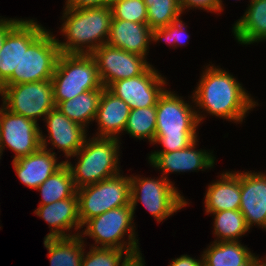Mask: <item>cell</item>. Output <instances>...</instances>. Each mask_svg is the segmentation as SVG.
I'll return each mask as SVG.
<instances>
[{"label": "cell", "mask_w": 266, "mask_h": 266, "mask_svg": "<svg viewBox=\"0 0 266 266\" xmlns=\"http://www.w3.org/2000/svg\"><path fill=\"white\" fill-rule=\"evenodd\" d=\"M232 32L242 45L266 40V0H251L243 17L233 25Z\"/></svg>", "instance_id": "603a6c76"}, {"label": "cell", "mask_w": 266, "mask_h": 266, "mask_svg": "<svg viewBox=\"0 0 266 266\" xmlns=\"http://www.w3.org/2000/svg\"><path fill=\"white\" fill-rule=\"evenodd\" d=\"M112 19L147 23V7L143 0H112Z\"/></svg>", "instance_id": "1f68e13d"}, {"label": "cell", "mask_w": 266, "mask_h": 266, "mask_svg": "<svg viewBox=\"0 0 266 266\" xmlns=\"http://www.w3.org/2000/svg\"><path fill=\"white\" fill-rule=\"evenodd\" d=\"M35 20H21L7 35L0 51V86L19 66L24 49L45 30Z\"/></svg>", "instance_id": "9a60e30c"}, {"label": "cell", "mask_w": 266, "mask_h": 266, "mask_svg": "<svg viewBox=\"0 0 266 266\" xmlns=\"http://www.w3.org/2000/svg\"><path fill=\"white\" fill-rule=\"evenodd\" d=\"M178 20L171 22L169 25L152 29V38L153 42H158L159 40H164L168 43V45H172L174 48L177 45H183L190 37L186 34V26L182 20ZM186 28V29H185ZM185 34V35H184ZM174 44V45H173Z\"/></svg>", "instance_id": "d6a6232c"}, {"label": "cell", "mask_w": 266, "mask_h": 266, "mask_svg": "<svg viewBox=\"0 0 266 266\" xmlns=\"http://www.w3.org/2000/svg\"><path fill=\"white\" fill-rule=\"evenodd\" d=\"M112 0H66L67 8L81 9L89 7L110 6Z\"/></svg>", "instance_id": "e575fe53"}, {"label": "cell", "mask_w": 266, "mask_h": 266, "mask_svg": "<svg viewBox=\"0 0 266 266\" xmlns=\"http://www.w3.org/2000/svg\"><path fill=\"white\" fill-rule=\"evenodd\" d=\"M151 38L152 30L147 23L112 19L106 44L129 53L147 57L149 43L152 42Z\"/></svg>", "instance_id": "ffe728a7"}, {"label": "cell", "mask_w": 266, "mask_h": 266, "mask_svg": "<svg viewBox=\"0 0 266 266\" xmlns=\"http://www.w3.org/2000/svg\"><path fill=\"white\" fill-rule=\"evenodd\" d=\"M150 29L162 28L178 20L183 13L179 0H143Z\"/></svg>", "instance_id": "f546056e"}, {"label": "cell", "mask_w": 266, "mask_h": 266, "mask_svg": "<svg viewBox=\"0 0 266 266\" xmlns=\"http://www.w3.org/2000/svg\"><path fill=\"white\" fill-rule=\"evenodd\" d=\"M201 75L192 102L202 112L237 123L257 106L235 77L222 68L209 64Z\"/></svg>", "instance_id": "6da1fadb"}, {"label": "cell", "mask_w": 266, "mask_h": 266, "mask_svg": "<svg viewBox=\"0 0 266 266\" xmlns=\"http://www.w3.org/2000/svg\"><path fill=\"white\" fill-rule=\"evenodd\" d=\"M43 120L46 121L49 136H44L40 130L42 148L47 149V143L49 144L50 141L53 148L63 151L65 157L70 158L83 146L87 138V128L70 120L57 107L52 109Z\"/></svg>", "instance_id": "5bb4252c"}, {"label": "cell", "mask_w": 266, "mask_h": 266, "mask_svg": "<svg viewBox=\"0 0 266 266\" xmlns=\"http://www.w3.org/2000/svg\"><path fill=\"white\" fill-rule=\"evenodd\" d=\"M34 214L43 218L50 228L44 238H67L74 237L80 234L81 222L79 219L78 196L75 192L70 198L58 200L56 202L39 205ZM78 231L75 234L65 233V231ZM77 234V235H76Z\"/></svg>", "instance_id": "e0dca14e"}, {"label": "cell", "mask_w": 266, "mask_h": 266, "mask_svg": "<svg viewBox=\"0 0 266 266\" xmlns=\"http://www.w3.org/2000/svg\"><path fill=\"white\" fill-rule=\"evenodd\" d=\"M83 236L67 238H44L51 266H81L84 252Z\"/></svg>", "instance_id": "d4e9b609"}, {"label": "cell", "mask_w": 266, "mask_h": 266, "mask_svg": "<svg viewBox=\"0 0 266 266\" xmlns=\"http://www.w3.org/2000/svg\"><path fill=\"white\" fill-rule=\"evenodd\" d=\"M129 105L104 88L99 100L95 121L98 123L97 137L119 138L130 114Z\"/></svg>", "instance_id": "44dd1931"}, {"label": "cell", "mask_w": 266, "mask_h": 266, "mask_svg": "<svg viewBox=\"0 0 266 266\" xmlns=\"http://www.w3.org/2000/svg\"><path fill=\"white\" fill-rule=\"evenodd\" d=\"M151 65L143 74L111 83L107 89L125 101L130 109L156 106L167 84Z\"/></svg>", "instance_id": "4fadbf2b"}, {"label": "cell", "mask_w": 266, "mask_h": 266, "mask_svg": "<svg viewBox=\"0 0 266 266\" xmlns=\"http://www.w3.org/2000/svg\"><path fill=\"white\" fill-rule=\"evenodd\" d=\"M36 190L40 191L42 195V201L39 205H47L58 200L70 198L76 192V188L67 164L65 163L53 173Z\"/></svg>", "instance_id": "4316f807"}, {"label": "cell", "mask_w": 266, "mask_h": 266, "mask_svg": "<svg viewBox=\"0 0 266 266\" xmlns=\"http://www.w3.org/2000/svg\"><path fill=\"white\" fill-rule=\"evenodd\" d=\"M181 11L189 8L205 9L207 12H221L223 9L222 0H179ZM209 10V11H208Z\"/></svg>", "instance_id": "836d02e7"}, {"label": "cell", "mask_w": 266, "mask_h": 266, "mask_svg": "<svg viewBox=\"0 0 266 266\" xmlns=\"http://www.w3.org/2000/svg\"><path fill=\"white\" fill-rule=\"evenodd\" d=\"M124 131L136 139L154 143L156 131V106L131 109Z\"/></svg>", "instance_id": "f1b7e54d"}, {"label": "cell", "mask_w": 266, "mask_h": 266, "mask_svg": "<svg viewBox=\"0 0 266 266\" xmlns=\"http://www.w3.org/2000/svg\"><path fill=\"white\" fill-rule=\"evenodd\" d=\"M133 218L134 213L130 204L111 209L87 220L82 226L86 225V229L82 230L79 235L93 238L95 241V246L93 244V247L126 250L134 256L141 252L138 246V239H136ZM126 233L128 236L126 241L128 243L124 241Z\"/></svg>", "instance_id": "8992f818"}, {"label": "cell", "mask_w": 266, "mask_h": 266, "mask_svg": "<svg viewBox=\"0 0 266 266\" xmlns=\"http://www.w3.org/2000/svg\"><path fill=\"white\" fill-rule=\"evenodd\" d=\"M239 210L247 226L266 229V175L261 172H241V201Z\"/></svg>", "instance_id": "ac0fdd59"}, {"label": "cell", "mask_w": 266, "mask_h": 266, "mask_svg": "<svg viewBox=\"0 0 266 266\" xmlns=\"http://www.w3.org/2000/svg\"><path fill=\"white\" fill-rule=\"evenodd\" d=\"M51 80L56 106L83 92L105 88L90 54L60 53Z\"/></svg>", "instance_id": "5b68a950"}, {"label": "cell", "mask_w": 266, "mask_h": 266, "mask_svg": "<svg viewBox=\"0 0 266 266\" xmlns=\"http://www.w3.org/2000/svg\"><path fill=\"white\" fill-rule=\"evenodd\" d=\"M255 257L240 241H213L202 254L206 266H248Z\"/></svg>", "instance_id": "cb8c5ba5"}, {"label": "cell", "mask_w": 266, "mask_h": 266, "mask_svg": "<svg viewBox=\"0 0 266 266\" xmlns=\"http://www.w3.org/2000/svg\"><path fill=\"white\" fill-rule=\"evenodd\" d=\"M123 266H145L142 253L131 256Z\"/></svg>", "instance_id": "74e56055"}, {"label": "cell", "mask_w": 266, "mask_h": 266, "mask_svg": "<svg viewBox=\"0 0 266 266\" xmlns=\"http://www.w3.org/2000/svg\"><path fill=\"white\" fill-rule=\"evenodd\" d=\"M203 263V258L201 255V259H195L190 257L189 255H181L176 259H172V262L169 266H201Z\"/></svg>", "instance_id": "8d00e7d4"}, {"label": "cell", "mask_w": 266, "mask_h": 266, "mask_svg": "<svg viewBox=\"0 0 266 266\" xmlns=\"http://www.w3.org/2000/svg\"><path fill=\"white\" fill-rule=\"evenodd\" d=\"M248 266H266V257L263 258H259L258 256H256L249 264Z\"/></svg>", "instance_id": "f35d334b"}, {"label": "cell", "mask_w": 266, "mask_h": 266, "mask_svg": "<svg viewBox=\"0 0 266 266\" xmlns=\"http://www.w3.org/2000/svg\"><path fill=\"white\" fill-rule=\"evenodd\" d=\"M204 197L205 211L215 213L224 210H238L241 201V172H225L216 182L207 187Z\"/></svg>", "instance_id": "7402d4cb"}, {"label": "cell", "mask_w": 266, "mask_h": 266, "mask_svg": "<svg viewBox=\"0 0 266 266\" xmlns=\"http://www.w3.org/2000/svg\"><path fill=\"white\" fill-rule=\"evenodd\" d=\"M198 138L186 148L172 152H152L149 154V164L163 172V177L168 179L167 173L199 171L213 168L215 157L212 152L196 150ZM166 175V176H165Z\"/></svg>", "instance_id": "2e32d148"}, {"label": "cell", "mask_w": 266, "mask_h": 266, "mask_svg": "<svg viewBox=\"0 0 266 266\" xmlns=\"http://www.w3.org/2000/svg\"><path fill=\"white\" fill-rule=\"evenodd\" d=\"M22 19L0 18V51L6 35L21 21Z\"/></svg>", "instance_id": "d590c367"}, {"label": "cell", "mask_w": 266, "mask_h": 266, "mask_svg": "<svg viewBox=\"0 0 266 266\" xmlns=\"http://www.w3.org/2000/svg\"><path fill=\"white\" fill-rule=\"evenodd\" d=\"M79 219L83 224L104 212L130 204V176L121 173L76 189Z\"/></svg>", "instance_id": "ba28073f"}, {"label": "cell", "mask_w": 266, "mask_h": 266, "mask_svg": "<svg viewBox=\"0 0 266 266\" xmlns=\"http://www.w3.org/2000/svg\"><path fill=\"white\" fill-rule=\"evenodd\" d=\"M103 89L89 90L76 97L61 101L56 107L70 120L84 128L95 120Z\"/></svg>", "instance_id": "484cf974"}, {"label": "cell", "mask_w": 266, "mask_h": 266, "mask_svg": "<svg viewBox=\"0 0 266 266\" xmlns=\"http://www.w3.org/2000/svg\"><path fill=\"white\" fill-rule=\"evenodd\" d=\"M138 201L159 223L188 204L169 179L163 176L152 179L130 175V205L133 213Z\"/></svg>", "instance_id": "52a82bcc"}, {"label": "cell", "mask_w": 266, "mask_h": 266, "mask_svg": "<svg viewBox=\"0 0 266 266\" xmlns=\"http://www.w3.org/2000/svg\"><path fill=\"white\" fill-rule=\"evenodd\" d=\"M131 256L126 250L91 245L90 251L83 253L81 266H123Z\"/></svg>", "instance_id": "4dcf8cb0"}, {"label": "cell", "mask_w": 266, "mask_h": 266, "mask_svg": "<svg viewBox=\"0 0 266 266\" xmlns=\"http://www.w3.org/2000/svg\"><path fill=\"white\" fill-rule=\"evenodd\" d=\"M121 142L114 137L87 138L83 146L73 157H77L76 165L65 161L72 174L76 189L98 183L120 173L119 147Z\"/></svg>", "instance_id": "277c9868"}, {"label": "cell", "mask_w": 266, "mask_h": 266, "mask_svg": "<svg viewBox=\"0 0 266 266\" xmlns=\"http://www.w3.org/2000/svg\"><path fill=\"white\" fill-rule=\"evenodd\" d=\"M51 149L40 147L32 154L12 161L18 178L25 186L36 190L65 164V161L58 163L56 153Z\"/></svg>", "instance_id": "d6986e66"}, {"label": "cell", "mask_w": 266, "mask_h": 266, "mask_svg": "<svg viewBox=\"0 0 266 266\" xmlns=\"http://www.w3.org/2000/svg\"><path fill=\"white\" fill-rule=\"evenodd\" d=\"M60 55L56 36L45 29L24 49L22 59L13 74L2 85L46 81L52 78Z\"/></svg>", "instance_id": "9c48e42d"}, {"label": "cell", "mask_w": 266, "mask_h": 266, "mask_svg": "<svg viewBox=\"0 0 266 266\" xmlns=\"http://www.w3.org/2000/svg\"><path fill=\"white\" fill-rule=\"evenodd\" d=\"M210 214L214 215V234L218 237L215 242L239 241V238L250 230L239 209Z\"/></svg>", "instance_id": "83f0119b"}, {"label": "cell", "mask_w": 266, "mask_h": 266, "mask_svg": "<svg viewBox=\"0 0 266 266\" xmlns=\"http://www.w3.org/2000/svg\"><path fill=\"white\" fill-rule=\"evenodd\" d=\"M0 96L3 106L9 111L22 115L37 123L56 107L52 80L1 85Z\"/></svg>", "instance_id": "30bf717a"}, {"label": "cell", "mask_w": 266, "mask_h": 266, "mask_svg": "<svg viewBox=\"0 0 266 266\" xmlns=\"http://www.w3.org/2000/svg\"><path fill=\"white\" fill-rule=\"evenodd\" d=\"M199 113V114H198ZM205 118L182 97L165 90L156 104V131L153 144L164 148L154 152H172L186 148L197 139L196 129Z\"/></svg>", "instance_id": "7a4b0ae2"}, {"label": "cell", "mask_w": 266, "mask_h": 266, "mask_svg": "<svg viewBox=\"0 0 266 266\" xmlns=\"http://www.w3.org/2000/svg\"><path fill=\"white\" fill-rule=\"evenodd\" d=\"M96 64L102 85L143 74L151 65L147 58L104 44L90 54Z\"/></svg>", "instance_id": "7c38bea8"}, {"label": "cell", "mask_w": 266, "mask_h": 266, "mask_svg": "<svg viewBox=\"0 0 266 266\" xmlns=\"http://www.w3.org/2000/svg\"><path fill=\"white\" fill-rule=\"evenodd\" d=\"M61 27L66 42L57 39L60 53L91 54L107 43L112 12L110 6L64 8Z\"/></svg>", "instance_id": "3957f363"}, {"label": "cell", "mask_w": 266, "mask_h": 266, "mask_svg": "<svg viewBox=\"0 0 266 266\" xmlns=\"http://www.w3.org/2000/svg\"><path fill=\"white\" fill-rule=\"evenodd\" d=\"M0 107V151L5 146L15 152L13 160L37 151L41 147L40 127L35 121Z\"/></svg>", "instance_id": "8fae6325"}]
</instances>
